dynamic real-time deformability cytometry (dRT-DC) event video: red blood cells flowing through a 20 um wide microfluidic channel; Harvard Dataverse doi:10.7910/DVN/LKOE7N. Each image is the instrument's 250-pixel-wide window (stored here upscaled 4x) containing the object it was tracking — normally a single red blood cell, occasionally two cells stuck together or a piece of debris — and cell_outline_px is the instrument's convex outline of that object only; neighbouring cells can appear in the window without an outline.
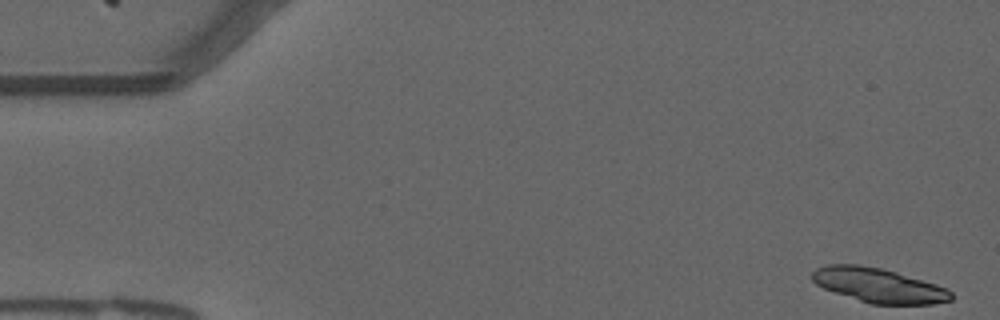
{"species": "common noctule bat (a hibernating species)", "species_latin": "Nyctalus noctula", "temperature_condition": "warm", "stored_images_in_passage": 54, "camera_frame_rate_fps": 3000, "um_per_image_px": 0.085, "animal": {"sex": "male", "forearm_length_mm": 52.5}, "frame": {"image": 1, "passage_image": 1, "time_ms": 0.0, "image_size_px": [1000, 320], "cell_outline_px": [[952, 300], [932, 304], [872, 304], [824, 288], [816, 284], [812, 280], [812, 272], [816, 268], [828, 264], [860, 264], [880, 268], [896, 272], [936, 284], [948, 288], [952, 292]], "centroid_in_image_um": [74.7, 24.24], "position_along_channel_um": 10.3, "area_um2": 27.69}}
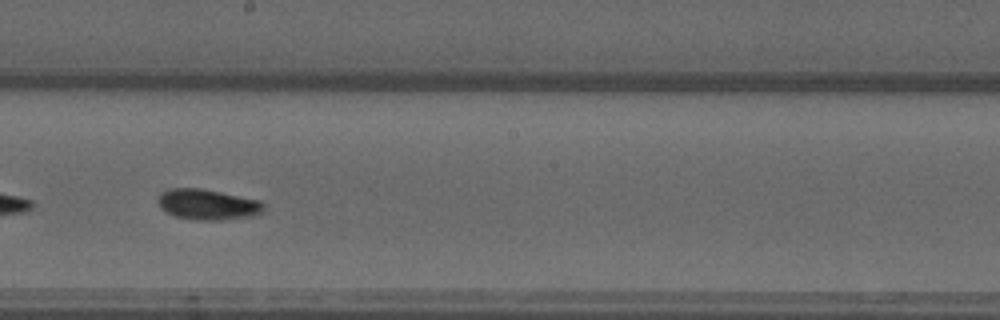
{"frame": {"image": 2, "passage_image": 30, "time_ms": 9.667, "image_size_px": [1000, 320], "cell_outline_px": [[264, 212], [252, 216], [224, 220], [196, 220], [176, 216], [160, 208], [156, 200], [160, 192], [168, 188], [200, 188], [260, 200], [264, 204]], "centroid_in_image_um": [17.64, 17.38], "position_along_channel_um": 230.6, "area_um2": 19.02}}
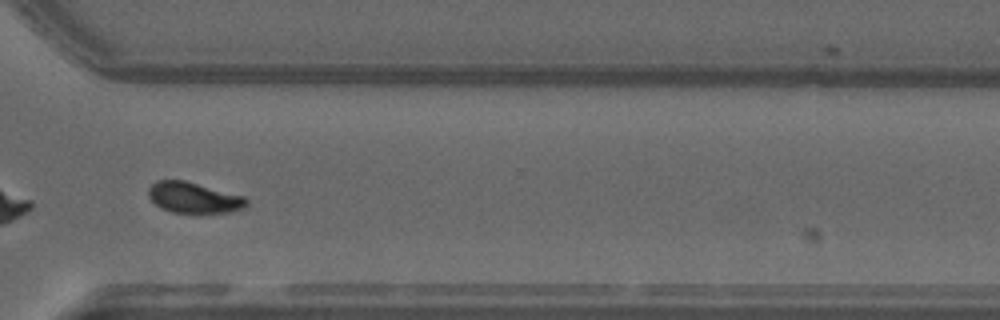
{"frame": {"image": 3, "passage_image": 40, "time_ms": 13.0, "image_size_px": [1000, 320], "cell_outline_px": [[248, 204], [244, 208], [232, 212], [172, 212], [160, 208], [148, 196], [148, 188], [156, 180], [184, 180], [244, 196], [248, 200]], "centroid_in_image_um": [16.47, 16.79], "position_along_channel_um": 354.1, "area_um2": 17.51}, "authors_computed_cell_mechanics": {"area_um2": 18.1781, "velocity_mm_per_s": 3.7023, "shape_relaxation_time_tau1_ms": 3.8708, "shape_relaxation_time_tau2_ms": 3.4219, "deformation_change_tau1": 0.1412, "deformation_change_tau2": 0.0593}}